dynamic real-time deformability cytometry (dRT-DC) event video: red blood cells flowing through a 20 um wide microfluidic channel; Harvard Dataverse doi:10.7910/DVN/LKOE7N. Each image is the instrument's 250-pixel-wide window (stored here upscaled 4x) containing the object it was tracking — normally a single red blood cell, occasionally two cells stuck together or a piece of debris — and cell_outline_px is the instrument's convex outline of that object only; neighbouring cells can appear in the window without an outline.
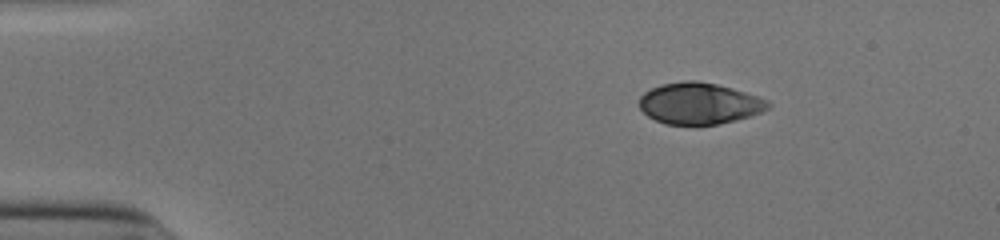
{"species": "human", "species_latin": "Homo sapiens", "temperature_condition": "cold", "stored_images_in_passage": 45, "camera_frame_rate_fps": 3000, "um_per_image_px": 0.085, "donor": {"sex": "male"}, "frame": {"image": 1, "passage_image": 1, "time_ms": 0.0, "image_size_px": [1000, 240], "cell_outline_px": [[772, 104], [768, 108], [760, 112], [736, 120], [720, 124], [664, 124], [648, 116], [640, 108], [640, 96], [644, 92], [652, 88], [664, 84], [684, 80], [696, 80], [716, 84], [732, 88], [768, 100]], "centroid_in_image_um": [59.43, 8.79], "position_along_channel_um": 25.6, "area_um2": 30.81}}
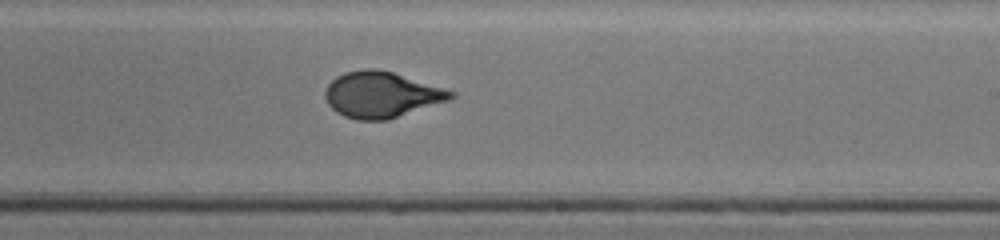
{"frame": {"image": 2, "passage_image": 25, "time_ms": 8.0, "image_size_px": [1000, 240], "cell_outline_px": [[456, 96], [448, 100], [388, 120], [356, 120], [344, 116], [336, 112], [328, 104], [324, 96], [324, 92], [328, 84], [336, 76], [344, 72], [364, 68], [376, 68], [392, 72], [456, 92]], "centroid_in_image_um": [32.38, 8.04], "position_along_channel_um": 256.6, "area_um2": 33.58}}
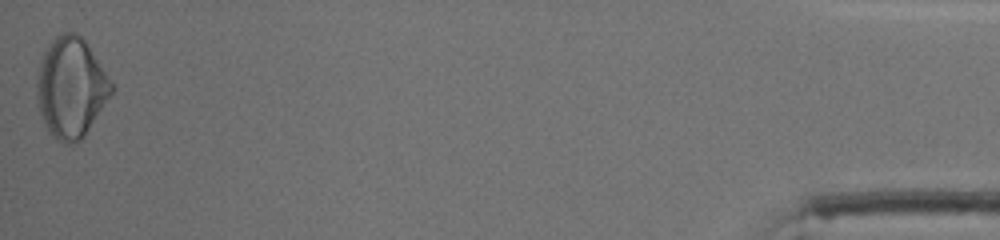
{"frame": {"image": 3, "passage_image": 45, "time_ms": 14.667, "image_size_px": [1000, 240], "cell_outline_px": [[116, 88], [84, 136], [80, 140], [68, 144], [64, 144], [48, 128], [40, 112], [36, 96], [36, 76], [44, 52], [48, 44], [60, 32], [76, 32], [84, 40]], "centroid_in_image_um": [6.04, 7.41], "position_along_channel_um": 429.2, "area_um2": 43.06}, "authors_computed_cell_mechanics": {"area_um2": 33.2928, "velocity_mm_per_s": 3.9145, "shape_relaxation_time_tau1_ms": 6.1911, "shape_relaxation_time_tau2_ms": null, "deformation_change_tau1": 0.2058, "deformation_change_tau2": null}}